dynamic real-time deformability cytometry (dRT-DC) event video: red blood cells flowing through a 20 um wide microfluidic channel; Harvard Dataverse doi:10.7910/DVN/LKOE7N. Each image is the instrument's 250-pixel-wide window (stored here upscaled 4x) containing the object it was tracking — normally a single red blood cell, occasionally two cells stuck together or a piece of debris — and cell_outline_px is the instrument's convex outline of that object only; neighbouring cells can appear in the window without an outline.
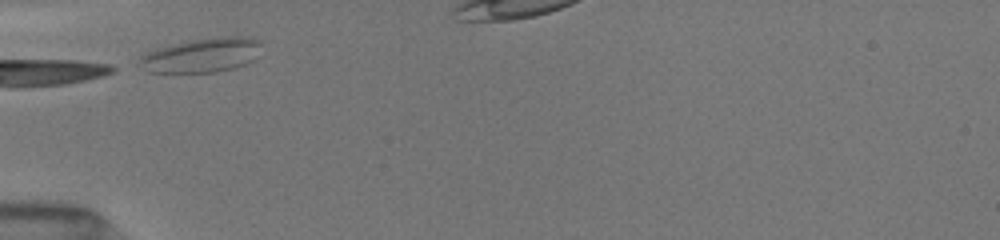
{"species": "common noctule bat (a hibernating species)", "species_latin": "Nyctalus noctula", "temperature_condition": "room temperature", "stored_images_in_passage": 12, "segment_of_instrument_passage": [1, 2], "camera_frame_rate_fps": 3000, "um_per_image_px": 0.085, "animal": {"sex": "female", "body_mass_g": 19.5, "forearm_length_mm": 54.1}, "frame": {"image": 1, "passage_image": 1, "time_ms": 0.0, "image_size_px": [1000, 240], "cell_outline_px": [[260, 44], [252, 60], [244, 64], [232, 68], [216, 72], [148, 72], [140, 68], [140, 56], [156, 48], [188, 40], [220, 36], [252, 36], [260, 40]], "centroid_in_image_um": [17.12, 4.67], "position_along_channel_um": 67.9, "area_um2": 24.33}}
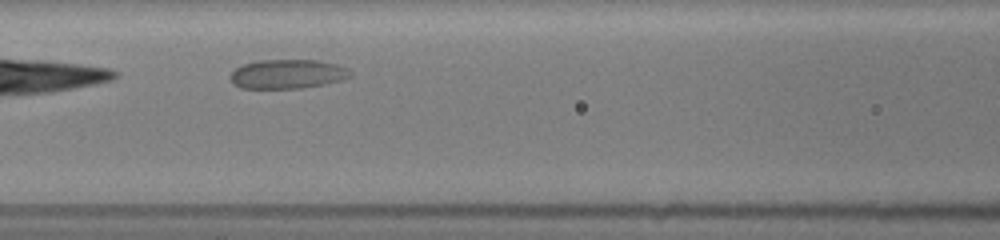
{"frame": {"image": 2, "passage_image": 6, "time_ms": 2.0, "image_size_px": [1000, 240], "cell_outline_px": [[352, 76], [340, 80], [324, 84], [300, 88], [240, 88], [228, 76], [236, 68], [244, 64], [260, 60], [316, 60], [336, 64], [348, 68], [352, 72]], "centroid_in_image_um": [24.46, 6.29], "position_along_channel_um": 142.1, "area_um2": 20.29}}
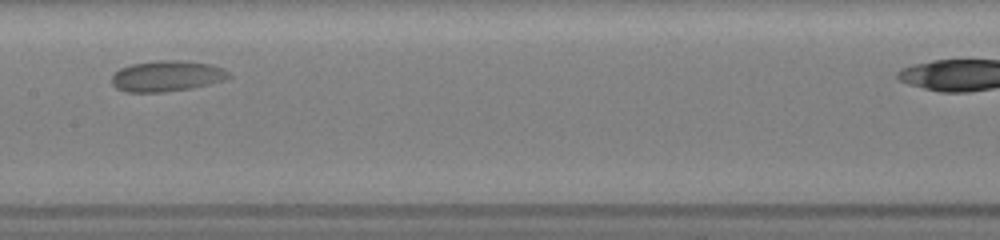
{"frame": {"image": 3, "passage_image": 9, "time_ms": 3.333, "image_size_px": [1000, 240], "cell_outline_px": [[232, 76], [224, 80], [192, 88], [164, 92], [124, 92], [116, 88], [112, 84], [112, 76], [120, 68], [132, 64], [156, 60], [184, 60], [212, 64], [224, 68]], "centroid_in_image_um": [14.19, 6.46], "position_along_channel_um": 193.2, "area_um2": 21.21}}